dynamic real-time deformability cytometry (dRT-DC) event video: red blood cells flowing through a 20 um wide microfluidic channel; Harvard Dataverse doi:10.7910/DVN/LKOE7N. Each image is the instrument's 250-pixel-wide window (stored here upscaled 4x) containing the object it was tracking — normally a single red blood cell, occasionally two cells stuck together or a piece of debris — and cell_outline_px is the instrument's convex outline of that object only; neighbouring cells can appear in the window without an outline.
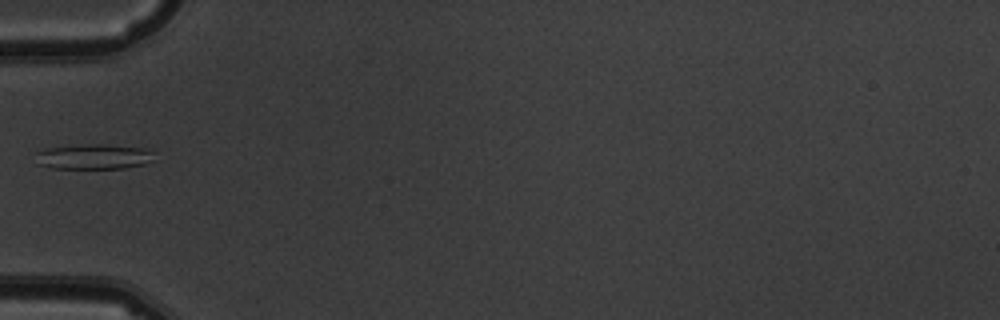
{"species": "common noctule bat (a hibernating species)", "species_latin": "Nyctalus noctula", "temperature_condition": "warm", "stored_images_in_passage": 2, "camera_frame_rate_fps": 3000, "um_per_image_px": 0.085, "animal": {"sex": "male", "body_mass_g": 19.5, "forearm_length_mm": 54.6}, "frame": {"image": 1, "passage_image": 2, "time_ms": 1.333, "image_size_px": [1000, 320], "cell_outline_px": [[156, 160], [144, 164], [124, 168], [52, 168], [36, 164], [36, 152], [44, 148], [88, 144], [108, 144], [144, 148], [152, 152]], "centroid_in_image_um": [7.96, 13.31], "position_along_channel_um": 77.0, "area_um2": 17.57}}